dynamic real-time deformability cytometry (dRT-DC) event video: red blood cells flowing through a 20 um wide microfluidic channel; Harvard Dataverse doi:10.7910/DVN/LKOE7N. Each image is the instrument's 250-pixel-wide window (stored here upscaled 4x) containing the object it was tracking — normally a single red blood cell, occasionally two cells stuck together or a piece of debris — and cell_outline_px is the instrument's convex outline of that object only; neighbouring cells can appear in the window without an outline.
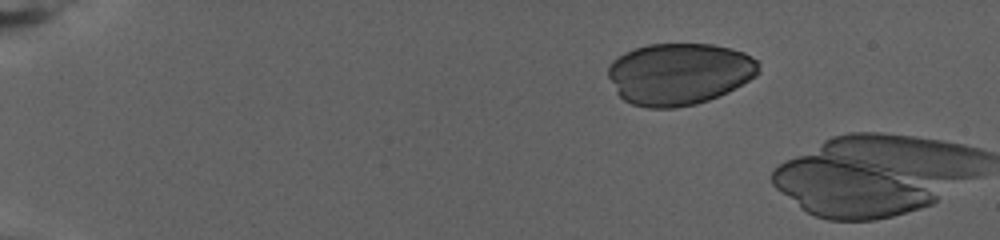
{"species": "human", "species_latin": "Homo sapiens", "temperature_condition": "warm", "stored_images_in_passage": 5, "camera_frame_rate_fps": 3000, "um_per_image_px": 0.085, "donor": {"sex": "female"}, "frame": {"image": 1, "passage_image": 2, "time_ms": 0.333, "image_size_px": [1000, 240], "cell_outline_px": [[760, 72], [756, 76], [728, 92], [708, 100], [696, 104], [676, 108], [648, 108], [632, 104], [624, 100], [616, 92], [608, 76], [608, 68], [612, 60], [624, 52], [648, 44], [712, 44], [744, 52], [756, 60], [760, 64]], "centroid_in_image_um": [57.73, 6.28], "position_along_channel_um": 27.3, "area_um2": 54.45}}